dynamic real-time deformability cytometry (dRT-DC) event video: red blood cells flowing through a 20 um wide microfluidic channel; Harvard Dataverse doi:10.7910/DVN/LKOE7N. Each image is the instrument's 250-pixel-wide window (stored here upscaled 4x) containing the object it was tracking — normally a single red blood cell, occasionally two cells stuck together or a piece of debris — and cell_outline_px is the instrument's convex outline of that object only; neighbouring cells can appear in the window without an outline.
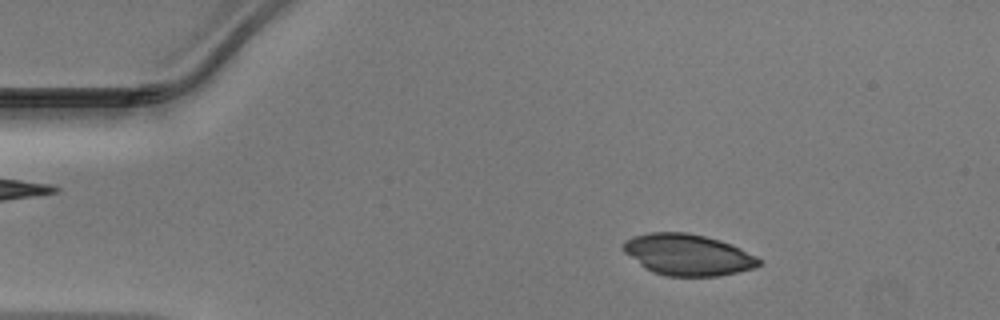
{"species": "Egyptian fruit bat (a non-hibernating species)", "species_latin": "Rousettus aegyptiacus", "temperature_condition": "warm", "stored_images_in_passage": 40, "camera_frame_rate_fps": 3000, "um_per_image_px": 0.085, "animal": {"sex": "male"}, "frame": {"image": 1, "passage_image": 7, "time_ms": 2.0, "image_size_px": [1000, 320], "cell_outline_px": [[760, 264], [752, 268], [736, 272], [716, 276], [668, 276], [652, 272], [644, 268], [624, 252], [620, 248], [620, 244], [624, 240], [632, 236], [648, 232], [688, 232], [720, 240], [732, 244], [756, 256], [760, 260]], "centroid_in_image_um": [58.39, 21.63], "position_along_channel_um": 26.6, "area_um2": 32.77}}
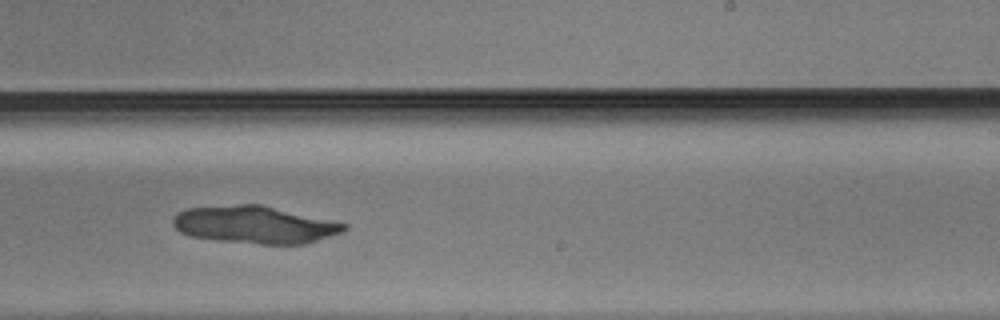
{"frame": {"image": 2, "passage_image": 29, "time_ms": 9.333, "image_size_px": [1000, 320], "cell_outline_px": [[348, 228], [344, 232], [304, 244], [260, 244], [220, 240], [188, 236], [180, 232], [172, 224], [172, 220], [184, 208], [240, 204], [260, 204], [348, 224]], "centroid_in_image_um": [21.66, 19.1], "position_along_channel_um": 267.3, "area_um2": 37.22}}
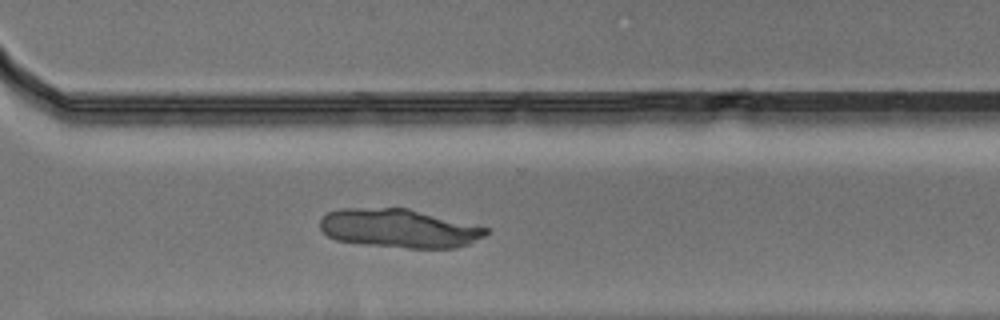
{"frame": {"image": 3, "passage_image": 34, "time_ms": 11.0, "image_size_px": [1000, 320], "cell_outline_px": [[488, 232], [484, 236], [468, 244], [456, 248], [408, 248], [368, 244], [336, 240], [328, 236], [320, 228], [320, 220], [328, 212], [340, 208], [408, 208], [488, 228]], "centroid_in_image_um": [33.91, 19.4], "position_along_channel_um": 336.7, "area_um2": 37.17}}